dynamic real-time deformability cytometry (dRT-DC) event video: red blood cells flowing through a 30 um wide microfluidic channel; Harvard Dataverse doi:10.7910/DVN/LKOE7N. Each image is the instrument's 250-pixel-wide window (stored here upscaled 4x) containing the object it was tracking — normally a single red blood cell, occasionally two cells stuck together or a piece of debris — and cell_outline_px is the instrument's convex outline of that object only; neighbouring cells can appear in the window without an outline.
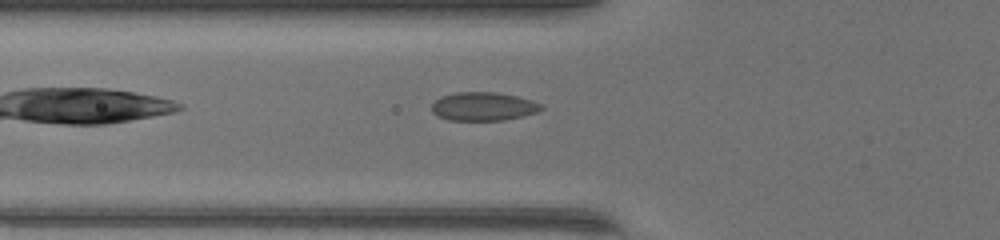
{"species": "common noctule bat (a hibernating species)", "species_latin": "Nyctalus noctula", "temperature_condition": "warm", "stored_images_in_passage": 31, "camera_frame_rate_fps": 3000, "um_per_image_px": 0.085, "animal": {"sex": "female", "body_mass_g": 17.0, "forearm_length_mm": 48.0}, "frame": {"image": 1, "passage_image": 4, "time_ms": 1.0, "image_size_px": [1000, 240], "cell_outline_px": [[544, 108], [536, 112], [524, 116], [504, 120], [448, 120], [436, 116], [432, 112], [432, 104], [440, 96], [456, 92], [496, 92], [516, 96], [532, 100], [544, 104]], "centroid_in_image_um": [41.09, 9.05], "position_along_channel_um": 84.7, "area_um2": 18.38}}
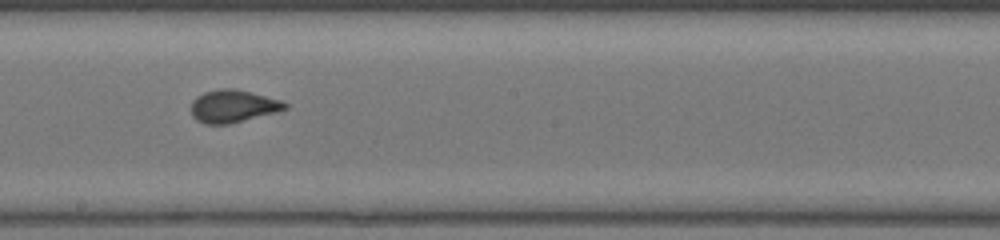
{"frame": {"image": 2, "passage_image": 14, "time_ms": 4.333, "image_size_px": [1000, 240], "cell_outline_px": [[288, 108], [276, 112], [228, 124], [204, 124], [196, 120], [192, 116], [192, 100], [196, 96], [204, 92], [216, 88], [236, 88], [280, 100], [288, 104]], "centroid_in_image_um": [19.78, 9.01], "position_along_channel_um": 228.4, "area_um2": 17.86}}
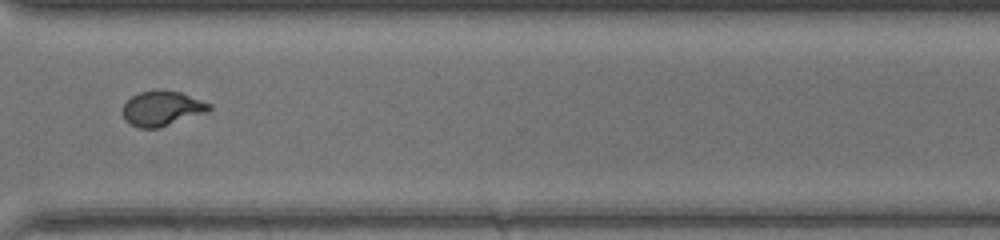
{"frame": {"image": 3, "passage_image": 23, "time_ms": 7.333, "image_size_px": [1000, 240], "cell_outline_px": [[212, 108], [208, 112], [160, 128], [140, 128], [124, 120], [124, 104], [132, 96], [140, 92], [180, 92], [212, 104]], "centroid_in_image_um": [13.81, 9.25], "position_along_channel_um": 356.8, "area_um2": 17.17}, "authors_computed_cell_mechanics": {"area_um2": 17.6868, "velocity_mm_per_s": 4.2923, "shape_relaxation_time_tau1_ms": 5.1844, "shape_relaxation_time_tau2_ms": null, "deformation_change_tau1": 0.1679, "deformation_change_tau2": null}}